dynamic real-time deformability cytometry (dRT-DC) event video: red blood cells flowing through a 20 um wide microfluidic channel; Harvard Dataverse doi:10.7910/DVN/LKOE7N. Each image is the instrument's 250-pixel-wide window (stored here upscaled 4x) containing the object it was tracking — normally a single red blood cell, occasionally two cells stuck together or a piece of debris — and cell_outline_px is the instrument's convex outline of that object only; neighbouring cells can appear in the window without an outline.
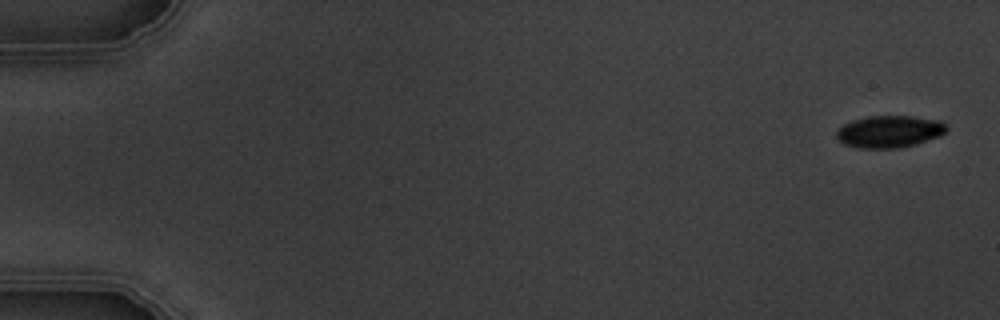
{"species": "common noctule bat (a hibernating species)", "species_latin": "Nyctalus noctula", "temperature_condition": "warm", "stored_images_in_passage": 8, "camera_frame_rate_fps": 3000, "um_per_image_px": 0.085, "animal": {"sex": "male", "body_mass_g": 19.5, "forearm_length_mm": 54.6}, "frame": {"image": 1, "passage_image": 1, "time_ms": 0.0, "image_size_px": [1000, 320], "cell_outline_px": [[948, 128], [940, 136], [916, 144], [900, 148], [860, 148], [844, 144], [836, 136], [836, 132], [844, 124], [852, 120], [868, 116], [912, 116], [940, 120], [948, 124]], "centroid_in_image_um": [75.63, 11.18], "position_along_channel_um": 9.4, "area_um2": 20.63}}
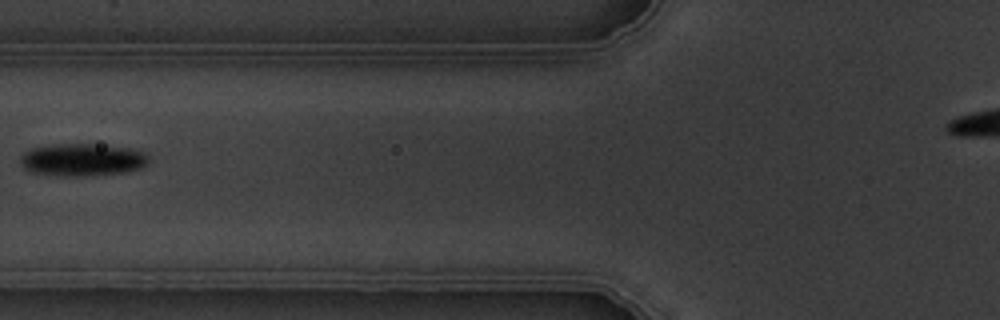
{"frame": {"image": 2, "passage_image": 7, "time_ms": 7.0, "image_size_px": [1000, 320], "cell_outline_px": [[148, 164], [140, 168], [124, 172], [80, 176], [60, 176], [32, 172], [24, 168], [20, 164], [20, 156], [24, 152], [32, 148], [52, 144], [92, 144], [132, 148], [144, 152], [148, 156]], "centroid_in_image_um": [6.98, 13.57], "position_along_channel_um": 118.8, "area_um2": 24.33}}
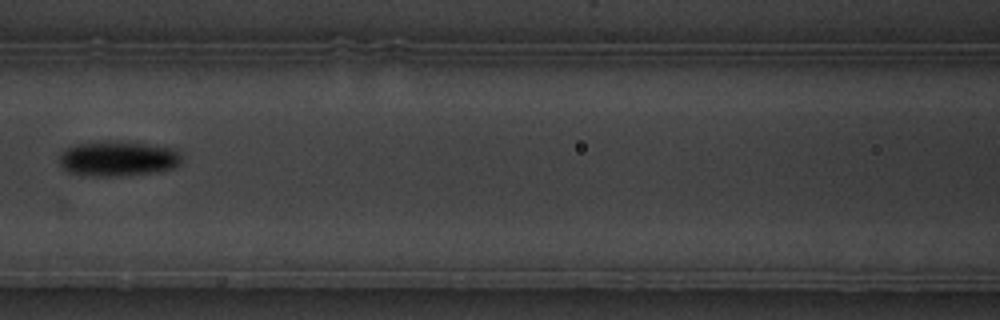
{"frame": {"image": 3, "passage_image": 8, "time_ms": 8.0, "image_size_px": [1000, 320], "cell_outline_px": [[180, 164], [176, 168], [160, 172], [116, 176], [96, 176], [68, 172], [60, 164], [60, 152], [76, 144], [104, 140], [116, 140], [176, 148], [180, 152]], "centroid_in_image_um": [10.07, 13.47], "position_along_channel_um": 156.5, "area_um2": 25.37}}